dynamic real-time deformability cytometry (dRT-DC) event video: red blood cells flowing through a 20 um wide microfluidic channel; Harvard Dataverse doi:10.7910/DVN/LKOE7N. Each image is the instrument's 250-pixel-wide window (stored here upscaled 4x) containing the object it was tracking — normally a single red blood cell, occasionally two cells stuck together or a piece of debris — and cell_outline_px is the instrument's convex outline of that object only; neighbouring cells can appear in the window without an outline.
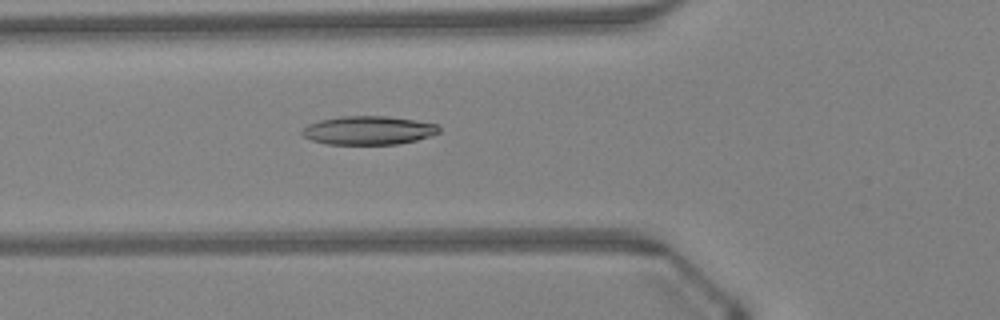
{"species": "Egyptian fruit bat (a non-hibernating species)", "species_latin": "Rousettus aegyptiacus", "temperature_condition": "warm", "stored_images_in_passage": 47, "camera_frame_rate_fps": 3000, "um_per_image_px": 0.085, "animal": {"sex": "female"}, "frame": {"image": 1, "passage_image": 17, "time_ms": 5.333, "image_size_px": [1000, 320], "cell_outline_px": [[440, 132], [416, 140], [396, 144], [328, 144], [312, 140], [304, 136], [300, 132], [308, 124], [320, 120], [340, 116], [384, 116], [416, 120], [436, 124], [440, 128]], "centroid_in_image_um": [31.31, 11.07], "position_along_channel_um": 94.5, "area_um2": 22.66}}
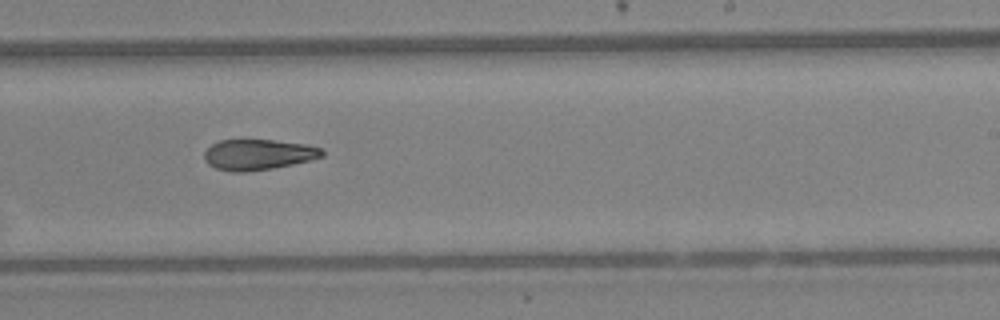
{"frame": {"image": 2, "passage_image": 29, "time_ms": 9.333, "image_size_px": [1000, 320], "cell_outline_px": [[324, 156], [292, 164], [272, 168], [244, 172], [232, 172], [216, 168], [208, 164], [204, 160], [204, 152], [212, 144], [220, 140], [240, 136], [244, 136], [304, 144], [320, 148], [324, 152]], "centroid_in_image_um": [21.87, 13.09], "position_along_channel_um": 267.1, "area_um2": 21.68}}
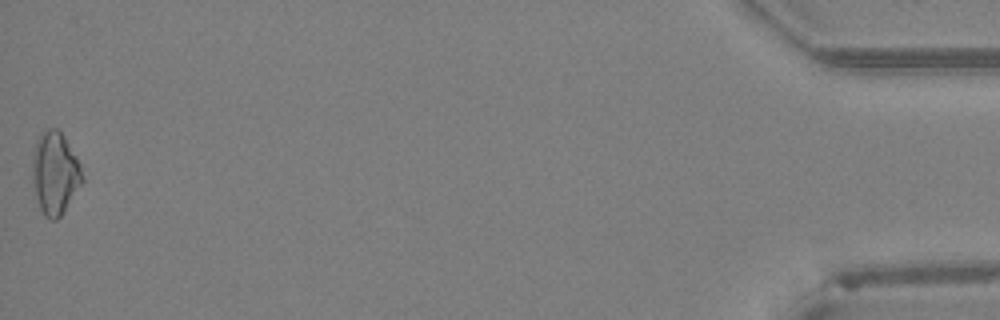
{"frame": {"image": 3, "passage_image": 47, "time_ms": 15.333, "image_size_px": [1000, 320], "cell_outline_px": [[84, 180], [60, 216], [56, 220], [52, 220], [44, 216], [40, 208], [36, 196], [32, 172], [32, 152], [36, 136], [40, 132], [48, 128], [56, 128], [64, 136], [76, 156], [80, 164]], "centroid_in_image_um": [4.65, 14.67], "position_along_channel_um": 430.5, "area_um2": 24.04}}